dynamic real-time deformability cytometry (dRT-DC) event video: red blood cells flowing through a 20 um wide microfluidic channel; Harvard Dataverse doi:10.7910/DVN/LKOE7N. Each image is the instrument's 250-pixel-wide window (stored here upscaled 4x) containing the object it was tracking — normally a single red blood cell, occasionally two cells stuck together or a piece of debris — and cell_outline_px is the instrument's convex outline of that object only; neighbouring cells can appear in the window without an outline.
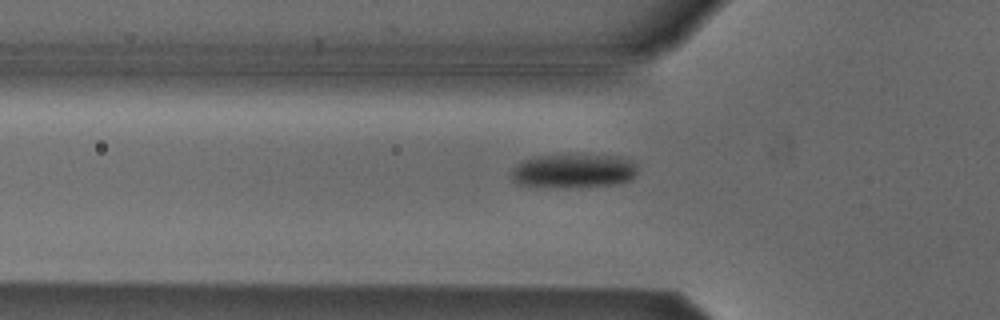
{"species": "Egyptian fruit bat (a non-hibernating species)", "species_latin": "Rousettus aegyptiacus", "temperature_condition": "cold", "stored_images_in_passage": 38, "camera_frame_rate_fps": 3000, "um_per_image_px": 0.085, "animal": {"sex": "male"}, "frame": {"image": 1, "passage_image": 2, "time_ms": 0.333, "image_size_px": [1000, 320], "cell_outline_px": [[636, 172], [632, 180], [620, 184], [516, 184], [512, 180], [512, 168], [524, 160], [536, 156], [616, 156], [632, 160], [636, 164]], "centroid_in_image_um": [48.81, 14.48], "position_along_channel_um": 77.0, "area_um2": 23.35}}
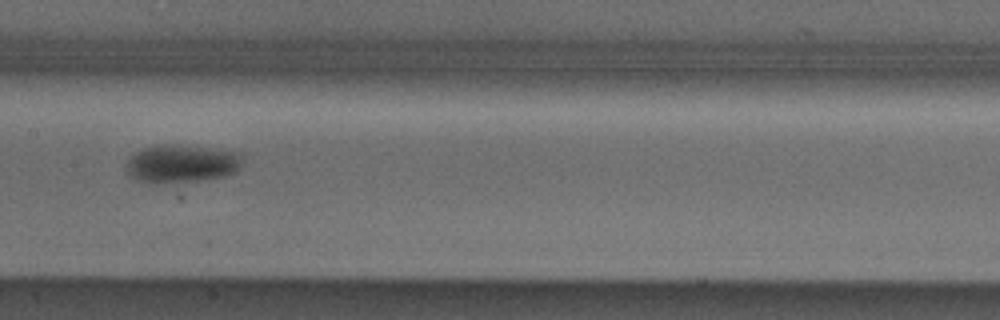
{"frame": {"image": 2, "passage_image": 11, "time_ms": 3.333, "image_size_px": [1000, 320], "cell_outline_px": [[240, 168], [236, 172], [224, 176], [200, 180], [156, 184], [148, 184], [136, 180], [128, 172], [128, 160], [136, 152], [144, 148], [164, 144], [204, 148], [240, 152]], "centroid_in_image_um": [15.42, 13.94], "position_along_channel_um": 192.0, "area_um2": 25.32}}
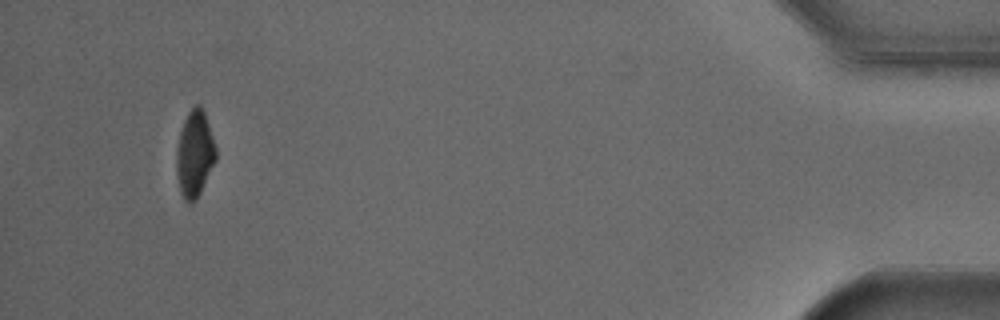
{"frame": {"image": 3, "passage_image": 35, "time_ms": 11.333, "image_size_px": [1000, 320], "cell_outline_px": [[216, 160], [196, 200], [188, 204], [184, 200], [180, 192], [176, 176], [176, 148], [180, 132], [184, 120], [188, 112], [196, 104], [200, 104], [204, 108], [216, 148]], "centroid_in_image_um": [16.53, 13.07], "position_along_channel_um": 418.7, "area_um2": 20.06}, "authors_computed_cell_mechanics": {"area_um2": 23.2356, "velocity_mm_per_s": 3.8233, "shape_relaxation_time_tau1_ms": 2.4346, "shape_relaxation_time_tau2_ms": null, "deformation_change_tau1": 0.115, "deformation_change_tau2": null}}